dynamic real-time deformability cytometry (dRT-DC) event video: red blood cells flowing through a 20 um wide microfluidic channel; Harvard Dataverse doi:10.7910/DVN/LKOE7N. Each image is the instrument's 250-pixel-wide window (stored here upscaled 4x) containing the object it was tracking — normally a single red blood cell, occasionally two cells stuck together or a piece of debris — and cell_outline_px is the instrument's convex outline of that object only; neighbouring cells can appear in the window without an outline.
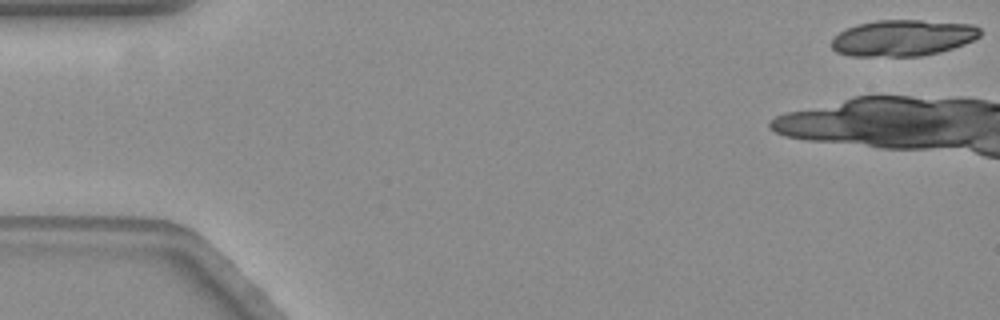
{"species": "common noctule bat (a hibernating species)", "species_latin": "Nyctalus noctula", "temperature_condition": "warm", "stored_images_in_passage": 9, "camera_frame_rate_fps": 3000, "um_per_image_px": 0.085, "animal": {"sex": "female", "body_mass_g": 19.3, "forearm_length_mm": 54.1}, "frame": {"image": 1, "passage_image": 1, "time_ms": 0.0, "image_size_px": [1000, 320], "cell_outline_px": [[980, 36], [964, 44], [940, 52], [920, 56], [852, 56], [836, 52], [832, 48], [832, 36], [844, 28], [856, 24], [876, 20], [920, 20], [972, 24], [980, 28]], "centroid_in_image_um": [76.69, 3.21], "position_along_channel_um": 8.3, "area_um2": 31.62}}